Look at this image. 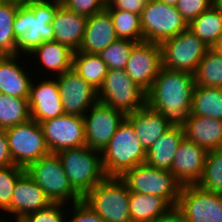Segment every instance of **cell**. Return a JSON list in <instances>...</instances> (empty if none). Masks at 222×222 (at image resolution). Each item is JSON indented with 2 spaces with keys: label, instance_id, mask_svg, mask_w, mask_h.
Segmentation results:
<instances>
[{
  "label": "cell",
  "instance_id": "cell-52",
  "mask_svg": "<svg viewBox=\"0 0 222 222\" xmlns=\"http://www.w3.org/2000/svg\"><path fill=\"white\" fill-rule=\"evenodd\" d=\"M5 1H7V0H0V4L3 3V2H5Z\"/></svg>",
  "mask_w": 222,
  "mask_h": 222
},
{
  "label": "cell",
  "instance_id": "cell-1",
  "mask_svg": "<svg viewBox=\"0 0 222 222\" xmlns=\"http://www.w3.org/2000/svg\"><path fill=\"white\" fill-rule=\"evenodd\" d=\"M194 87L192 73L162 67L146 92V105L160 112L171 127L183 128L191 115Z\"/></svg>",
  "mask_w": 222,
  "mask_h": 222
},
{
  "label": "cell",
  "instance_id": "cell-13",
  "mask_svg": "<svg viewBox=\"0 0 222 222\" xmlns=\"http://www.w3.org/2000/svg\"><path fill=\"white\" fill-rule=\"evenodd\" d=\"M125 118L123 112L99 101L95 103L83 116L86 145L102 152Z\"/></svg>",
  "mask_w": 222,
  "mask_h": 222
},
{
  "label": "cell",
  "instance_id": "cell-39",
  "mask_svg": "<svg viewBox=\"0 0 222 222\" xmlns=\"http://www.w3.org/2000/svg\"><path fill=\"white\" fill-rule=\"evenodd\" d=\"M213 5L214 0H178L176 8L187 24H189Z\"/></svg>",
  "mask_w": 222,
  "mask_h": 222
},
{
  "label": "cell",
  "instance_id": "cell-30",
  "mask_svg": "<svg viewBox=\"0 0 222 222\" xmlns=\"http://www.w3.org/2000/svg\"><path fill=\"white\" fill-rule=\"evenodd\" d=\"M191 115L222 120V88L195 85Z\"/></svg>",
  "mask_w": 222,
  "mask_h": 222
},
{
  "label": "cell",
  "instance_id": "cell-42",
  "mask_svg": "<svg viewBox=\"0 0 222 222\" xmlns=\"http://www.w3.org/2000/svg\"><path fill=\"white\" fill-rule=\"evenodd\" d=\"M148 0H111L106 9H120L141 15Z\"/></svg>",
  "mask_w": 222,
  "mask_h": 222
},
{
  "label": "cell",
  "instance_id": "cell-7",
  "mask_svg": "<svg viewBox=\"0 0 222 222\" xmlns=\"http://www.w3.org/2000/svg\"><path fill=\"white\" fill-rule=\"evenodd\" d=\"M120 178L130 192L162 197L174 209L178 204L182 185L170 171L154 168L145 162L127 170Z\"/></svg>",
  "mask_w": 222,
  "mask_h": 222
},
{
  "label": "cell",
  "instance_id": "cell-28",
  "mask_svg": "<svg viewBox=\"0 0 222 222\" xmlns=\"http://www.w3.org/2000/svg\"><path fill=\"white\" fill-rule=\"evenodd\" d=\"M188 29L211 49L222 41V13L213 5L188 24Z\"/></svg>",
  "mask_w": 222,
  "mask_h": 222
},
{
  "label": "cell",
  "instance_id": "cell-41",
  "mask_svg": "<svg viewBox=\"0 0 222 222\" xmlns=\"http://www.w3.org/2000/svg\"><path fill=\"white\" fill-rule=\"evenodd\" d=\"M61 5L87 18L102 11L105 4L101 0H60Z\"/></svg>",
  "mask_w": 222,
  "mask_h": 222
},
{
  "label": "cell",
  "instance_id": "cell-33",
  "mask_svg": "<svg viewBox=\"0 0 222 222\" xmlns=\"http://www.w3.org/2000/svg\"><path fill=\"white\" fill-rule=\"evenodd\" d=\"M21 3L7 0L0 4V56L16 55L13 24Z\"/></svg>",
  "mask_w": 222,
  "mask_h": 222
},
{
  "label": "cell",
  "instance_id": "cell-27",
  "mask_svg": "<svg viewBox=\"0 0 222 222\" xmlns=\"http://www.w3.org/2000/svg\"><path fill=\"white\" fill-rule=\"evenodd\" d=\"M185 138L181 127H171L146 151V163L157 169L170 171L174 155Z\"/></svg>",
  "mask_w": 222,
  "mask_h": 222
},
{
  "label": "cell",
  "instance_id": "cell-50",
  "mask_svg": "<svg viewBox=\"0 0 222 222\" xmlns=\"http://www.w3.org/2000/svg\"><path fill=\"white\" fill-rule=\"evenodd\" d=\"M0 222H7V218L4 219L3 217H1Z\"/></svg>",
  "mask_w": 222,
  "mask_h": 222
},
{
  "label": "cell",
  "instance_id": "cell-8",
  "mask_svg": "<svg viewBox=\"0 0 222 222\" xmlns=\"http://www.w3.org/2000/svg\"><path fill=\"white\" fill-rule=\"evenodd\" d=\"M98 101L123 112L133 113L146 105V92L121 69H108L98 90Z\"/></svg>",
  "mask_w": 222,
  "mask_h": 222
},
{
  "label": "cell",
  "instance_id": "cell-4",
  "mask_svg": "<svg viewBox=\"0 0 222 222\" xmlns=\"http://www.w3.org/2000/svg\"><path fill=\"white\" fill-rule=\"evenodd\" d=\"M56 154L72 188L82 198L106 177L98 150L84 145Z\"/></svg>",
  "mask_w": 222,
  "mask_h": 222
},
{
  "label": "cell",
  "instance_id": "cell-21",
  "mask_svg": "<svg viewBox=\"0 0 222 222\" xmlns=\"http://www.w3.org/2000/svg\"><path fill=\"white\" fill-rule=\"evenodd\" d=\"M117 39L110 13L104 8L87 18L79 52L98 54Z\"/></svg>",
  "mask_w": 222,
  "mask_h": 222
},
{
  "label": "cell",
  "instance_id": "cell-51",
  "mask_svg": "<svg viewBox=\"0 0 222 222\" xmlns=\"http://www.w3.org/2000/svg\"><path fill=\"white\" fill-rule=\"evenodd\" d=\"M11 221V219L9 220H7V222H10ZM12 222H22L21 220H13Z\"/></svg>",
  "mask_w": 222,
  "mask_h": 222
},
{
  "label": "cell",
  "instance_id": "cell-38",
  "mask_svg": "<svg viewBox=\"0 0 222 222\" xmlns=\"http://www.w3.org/2000/svg\"><path fill=\"white\" fill-rule=\"evenodd\" d=\"M65 203H51L48 207L26 214L22 222H65Z\"/></svg>",
  "mask_w": 222,
  "mask_h": 222
},
{
  "label": "cell",
  "instance_id": "cell-15",
  "mask_svg": "<svg viewBox=\"0 0 222 222\" xmlns=\"http://www.w3.org/2000/svg\"><path fill=\"white\" fill-rule=\"evenodd\" d=\"M65 114L84 116L98 102V90L70 69L55 77Z\"/></svg>",
  "mask_w": 222,
  "mask_h": 222
},
{
  "label": "cell",
  "instance_id": "cell-32",
  "mask_svg": "<svg viewBox=\"0 0 222 222\" xmlns=\"http://www.w3.org/2000/svg\"><path fill=\"white\" fill-rule=\"evenodd\" d=\"M195 85L222 88V57L209 49L193 74Z\"/></svg>",
  "mask_w": 222,
  "mask_h": 222
},
{
  "label": "cell",
  "instance_id": "cell-17",
  "mask_svg": "<svg viewBox=\"0 0 222 222\" xmlns=\"http://www.w3.org/2000/svg\"><path fill=\"white\" fill-rule=\"evenodd\" d=\"M45 75L39 82L32 80L28 99L30 118L38 123L65 114L56 78Z\"/></svg>",
  "mask_w": 222,
  "mask_h": 222
},
{
  "label": "cell",
  "instance_id": "cell-22",
  "mask_svg": "<svg viewBox=\"0 0 222 222\" xmlns=\"http://www.w3.org/2000/svg\"><path fill=\"white\" fill-rule=\"evenodd\" d=\"M86 22V16L60 5L51 23L54 29V41L69 47L74 52L79 51Z\"/></svg>",
  "mask_w": 222,
  "mask_h": 222
},
{
  "label": "cell",
  "instance_id": "cell-29",
  "mask_svg": "<svg viewBox=\"0 0 222 222\" xmlns=\"http://www.w3.org/2000/svg\"><path fill=\"white\" fill-rule=\"evenodd\" d=\"M72 69L96 90L102 86L108 72L107 64L98 54L74 52Z\"/></svg>",
  "mask_w": 222,
  "mask_h": 222
},
{
  "label": "cell",
  "instance_id": "cell-25",
  "mask_svg": "<svg viewBox=\"0 0 222 222\" xmlns=\"http://www.w3.org/2000/svg\"><path fill=\"white\" fill-rule=\"evenodd\" d=\"M73 55L74 51L69 47L52 40L43 42L29 53L26 58L30 59L31 57L32 60L36 58V64L39 63L38 66H43L40 71H45L44 73L51 72L52 77H56L72 68Z\"/></svg>",
  "mask_w": 222,
  "mask_h": 222
},
{
  "label": "cell",
  "instance_id": "cell-40",
  "mask_svg": "<svg viewBox=\"0 0 222 222\" xmlns=\"http://www.w3.org/2000/svg\"><path fill=\"white\" fill-rule=\"evenodd\" d=\"M67 206V214L65 217V222H105L101 216L94 212L86 203L83 201L69 204ZM72 206V207H71ZM73 209L71 213V218L68 215L69 211ZM73 212V213H72ZM69 217V218H67Z\"/></svg>",
  "mask_w": 222,
  "mask_h": 222
},
{
  "label": "cell",
  "instance_id": "cell-5",
  "mask_svg": "<svg viewBox=\"0 0 222 222\" xmlns=\"http://www.w3.org/2000/svg\"><path fill=\"white\" fill-rule=\"evenodd\" d=\"M130 191L120 177H105L82 201L105 222H130Z\"/></svg>",
  "mask_w": 222,
  "mask_h": 222
},
{
  "label": "cell",
  "instance_id": "cell-9",
  "mask_svg": "<svg viewBox=\"0 0 222 222\" xmlns=\"http://www.w3.org/2000/svg\"><path fill=\"white\" fill-rule=\"evenodd\" d=\"M143 39L161 44L188 28L176 6L159 0H148L140 15Z\"/></svg>",
  "mask_w": 222,
  "mask_h": 222
},
{
  "label": "cell",
  "instance_id": "cell-46",
  "mask_svg": "<svg viewBox=\"0 0 222 222\" xmlns=\"http://www.w3.org/2000/svg\"><path fill=\"white\" fill-rule=\"evenodd\" d=\"M159 1L167 3L171 6H176V4L178 3V0H159Z\"/></svg>",
  "mask_w": 222,
  "mask_h": 222
},
{
  "label": "cell",
  "instance_id": "cell-12",
  "mask_svg": "<svg viewBox=\"0 0 222 222\" xmlns=\"http://www.w3.org/2000/svg\"><path fill=\"white\" fill-rule=\"evenodd\" d=\"M162 66L194 74L209 48L188 28L161 44Z\"/></svg>",
  "mask_w": 222,
  "mask_h": 222
},
{
  "label": "cell",
  "instance_id": "cell-36",
  "mask_svg": "<svg viewBox=\"0 0 222 222\" xmlns=\"http://www.w3.org/2000/svg\"><path fill=\"white\" fill-rule=\"evenodd\" d=\"M135 44L132 40L118 38L98 55L107 64L108 69L125 70L130 51Z\"/></svg>",
  "mask_w": 222,
  "mask_h": 222
},
{
  "label": "cell",
  "instance_id": "cell-16",
  "mask_svg": "<svg viewBox=\"0 0 222 222\" xmlns=\"http://www.w3.org/2000/svg\"><path fill=\"white\" fill-rule=\"evenodd\" d=\"M162 67L160 44L143 41L132 47L125 72L140 88L147 92Z\"/></svg>",
  "mask_w": 222,
  "mask_h": 222
},
{
  "label": "cell",
  "instance_id": "cell-31",
  "mask_svg": "<svg viewBox=\"0 0 222 222\" xmlns=\"http://www.w3.org/2000/svg\"><path fill=\"white\" fill-rule=\"evenodd\" d=\"M30 118L28 99L0 93V129L5 130Z\"/></svg>",
  "mask_w": 222,
  "mask_h": 222
},
{
  "label": "cell",
  "instance_id": "cell-34",
  "mask_svg": "<svg viewBox=\"0 0 222 222\" xmlns=\"http://www.w3.org/2000/svg\"><path fill=\"white\" fill-rule=\"evenodd\" d=\"M110 13L115 32L120 39L143 42L140 15L120 9H107Z\"/></svg>",
  "mask_w": 222,
  "mask_h": 222
},
{
  "label": "cell",
  "instance_id": "cell-23",
  "mask_svg": "<svg viewBox=\"0 0 222 222\" xmlns=\"http://www.w3.org/2000/svg\"><path fill=\"white\" fill-rule=\"evenodd\" d=\"M187 140L208 151L222 149V120L211 117L190 115L183 127Z\"/></svg>",
  "mask_w": 222,
  "mask_h": 222
},
{
  "label": "cell",
  "instance_id": "cell-20",
  "mask_svg": "<svg viewBox=\"0 0 222 222\" xmlns=\"http://www.w3.org/2000/svg\"><path fill=\"white\" fill-rule=\"evenodd\" d=\"M22 58L24 57L19 54L0 56V93L29 99L33 77L29 75V69L24 68L23 62H26V58L21 65L18 62Z\"/></svg>",
  "mask_w": 222,
  "mask_h": 222
},
{
  "label": "cell",
  "instance_id": "cell-10",
  "mask_svg": "<svg viewBox=\"0 0 222 222\" xmlns=\"http://www.w3.org/2000/svg\"><path fill=\"white\" fill-rule=\"evenodd\" d=\"M14 165L26 168L50 154L40 123L28 121L5 129Z\"/></svg>",
  "mask_w": 222,
  "mask_h": 222
},
{
  "label": "cell",
  "instance_id": "cell-14",
  "mask_svg": "<svg viewBox=\"0 0 222 222\" xmlns=\"http://www.w3.org/2000/svg\"><path fill=\"white\" fill-rule=\"evenodd\" d=\"M40 125L51 153L86 145L83 116L63 114Z\"/></svg>",
  "mask_w": 222,
  "mask_h": 222
},
{
  "label": "cell",
  "instance_id": "cell-49",
  "mask_svg": "<svg viewBox=\"0 0 222 222\" xmlns=\"http://www.w3.org/2000/svg\"><path fill=\"white\" fill-rule=\"evenodd\" d=\"M104 4H105V6L106 5H108L109 4V2L111 1V0H101Z\"/></svg>",
  "mask_w": 222,
  "mask_h": 222
},
{
  "label": "cell",
  "instance_id": "cell-18",
  "mask_svg": "<svg viewBox=\"0 0 222 222\" xmlns=\"http://www.w3.org/2000/svg\"><path fill=\"white\" fill-rule=\"evenodd\" d=\"M207 151L184 138L176 153L170 169L175 179L182 185H196L204 172Z\"/></svg>",
  "mask_w": 222,
  "mask_h": 222
},
{
  "label": "cell",
  "instance_id": "cell-37",
  "mask_svg": "<svg viewBox=\"0 0 222 222\" xmlns=\"http://www.w3.org/2000/svg\"><path fill=\"white\" fill-rule=\"evenodd\" d=\"M25 173V168L12 165L0 168V212H4L11 205V198L16 181ZM2 210V211H1Z\"/></svg>",
  "mask_w": 222,
  "mask_h": 222
},
{
  "label": "cell",
  "instance_id": "cell-45",
  "mask_svg": "<svg viewBox=\"0 0 222 222\" xmlns=\"http://www.w3.org/2000/svg\"><path fill=\"white\" fill-rule=\"evenodd\" d=\"M214 6L222 13V0H214Z\"/></svg>",
  "mask_w": 222,
  "mask_h": 222
},
{
  "label": "cell",
  "instance_id": "cell-24",
  "mask_svg": "<svg viewBox=\"0 0 222 222\" xmlns=\"http://www.w3.org/2000/svg\"><path fill=\"white\" fill-rule=\"evenodd\" d=\"M126 119L132 124L136 136L146 151L161 135L171 128L160 112L151 109L147 105L127 114Z\"/></svg>",
  "mask_w": 222,
  "mask_h": 222
},
{
  "label": "cell",
  "instance_id": "cell-35",
  "mask_svg": "<svg viewBox=\"0 0 222 222\" xmlns=\"http://www.w3.org/2000/svg\"><path fill=\"white\" fill-rule=\"evenodd\" d=\"M197 185L207 191L222 194V149L207 152L204 172Z\"/></svg>",
  "mask_w": 222,
  "mask_h": 222
},
{
  "label": "cell",
  "instance_id": "cell-11",
  "mask_svg": "<svg viewBox=\"0 0 222 222\" xmlns=\"http://www.w3.org/2000/svg\"><path fill=\"white\" fill-rule=\"evenodd\" d=\"M174 212L185 222H222V194L182 186Z\"/></svg>",
  "mask_w": 222,
  "mask_h": 222
},
{
  "label": "cell",
  "instance_id": "cell-3",
  "mask_svg": "<svg viewBox=\"0 0 222 222\" xmlns=\"http://www.w3.org/2000/svg\"><path fill=\"white\" fill-rule=\"evenodd\" d=\"M106 177H121L127 170L146 162V150L125 118L101 152Z\"/></svg>",
  "mask_w": 222,
  "mask_h": 222
},
{
  "label": "cell",
  "instance_id": "cell-26",
  "mask_svg": "<svg viewBox=\"0 0 222 222\" xmlns=\"http://www.w3.org/2000/svg\"><path fill=\"white\" fill-rule=\"evenodd\" d=\"M129 211L133 222H161L174 213V208L162 197L130 192Z\"/></svg>",
  "mask_w": 222,
  "mask_h": 222
},
{
  "label": "cell",
  "instance_id": "cell-44",
  "mask_svg": "<svg viewBox=\"0 0 222 222\" xmlns=\"http://www.w3.org/2000/svg\"><path fill=\"white\" fill-rule=\"evenodd\" d=\"M161 222H185L183 221L175 212L167 219H164Z\"/></svg>",
  "mask_w": 222,
  "mask_h": 222
},
{
  "label": "cell",
  "instance_id": "cell-19",
  "mask_svg": "<svg viewBox=\"0 0 222 222\" xmlns=\"http://www.w3.org/2000/svg\"><path fill=\"white\" fill-rule=\"evenodd\" d=\"M52 202L35 181L25 172L17 181L11 198V205L2 215H11L15 220L26 214L48 207Z\"/></svg>",
  "mask_w": 222,
  "mask_h": 222
},
{
  "label": "cell",
  "instance_id": "cell-48",
  "mask_svg": "<svg viewBox=\"0 0 222 222\" xmlns=\"http://www.w3.org/2000/svg\"><path fill=\"white\" fill-rule=\"evenodd\" d=\"M11 1H16V2H19V3H21V4H25V3L31 2V1H33V0H11Z\"/></svg>",
  "mask_w": 222,
  "mask_h": 222
},
{
  "label": "cell",
  "instance_id": "cell-6",
  "mask_svg": "<svg viewBox=\"0 0 222 222\" xmlns=\"http://www.w3.org/2000/svg\"><path fill=\"white\" fill-rule=\"evenodd\" d=\"M25 172L44 191L52 203H77L82 197L72 188L56 153L29 164Z\"/></svg>",
  "mask_w": 222,
  "mask_h": 222
},
{
  "label": "cell",
  "instance_id": "cell-47",
  "mask_svg": "<svg viewBox=\"0 0 222 222\" xmlns=\"http://www.w3.org/2000/svg\"><path fill=\"white\" fill-rule=\"evenodd\" d=\"M214 49L222 57V41Z\"/></svg>",
  "mask_w": 222,
  "mask_h": 222
},
{
  "label": "cell",
  "instance_id": "cell-43",
  "mask_svg": "<svg viewBox=\"0 0 222 222\" xmlns=\"http://www.w3.org/2000/svg\"><path fill=\"white\" fill-rule=\"evenodd\" d=\"M14 165L5 130L0 129V168Z\"/></svg>",
  "mask_w": 222,
  "mask_h": 222
},
{
  "label": "cell",
  "instance_id": "cell-2",
  "mask_svg": "<svg viewBox=\"0 0 222 222\" xmlns=\"http://www.w3.org/2000/svg\"><path fill=\"white\" fill-rule=\"evenodd\" d=\"M60 0H33L20 4L13 24L16 54L28 55L45 41L54 40L52 21Z\"/></svg>",
  "mask_w": 222,
  "mask_h": 222
}]
</instances>
